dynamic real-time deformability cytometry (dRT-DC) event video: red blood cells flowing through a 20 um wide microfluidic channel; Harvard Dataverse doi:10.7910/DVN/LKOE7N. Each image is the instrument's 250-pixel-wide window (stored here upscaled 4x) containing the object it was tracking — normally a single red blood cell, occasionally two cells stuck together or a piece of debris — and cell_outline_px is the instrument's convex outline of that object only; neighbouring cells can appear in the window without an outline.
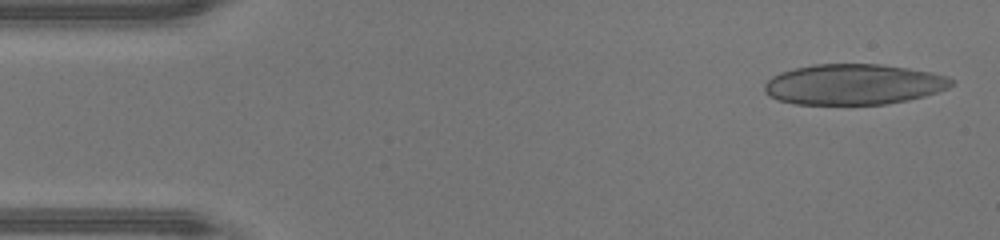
{"species": "human", "species_latin": "Homo sapiens", "temperature_condition": "warm", "stored_images_in_passage": 46, "camera_frame_rate_fps": 3000, "um_per_image_px": 0.085, "donor": {"sex": "male"}, "frame": {"image": 1, "passage_image": 1, "time_ms": 0.0, "image_size_px": [1000, 240], "cell_outline_px": [[956, 80], [948, 88], [924, 96], [908, 100], [884, 104], [796, 104], [776, 100], [768, 96], [764, 92], [764, 84], [772, 76], [780, 72], [812, 64], [876, 64], [908, 68], [932, 72], [948, 76]], "centroid_in_image_um": [72.54, 7.17], "position_along_channel_um": 12.5, "area_um2": 44.39}}
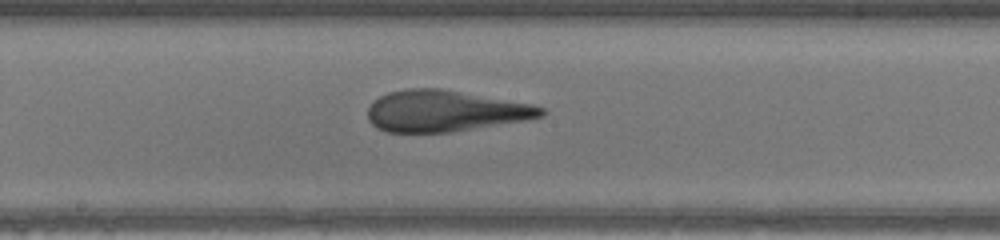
{"frame": {"image": 2, "passage_image": 23, "time_ms": 7.333, "image_size_px": [1000, 240], "cell_outline_px": [[548, 112], [544, 116], [524, 120], [452, 132], [388, 132], [376, 128], [368, 120], [368, 108], [372, 100], [388, 92], [408, 88], [440, 88], [532, 104], [544, 108]], "centroid_in_image_um": [37.8, 9.43], "position_along_channel_um": 210.4, "area_um2": 41.73}}
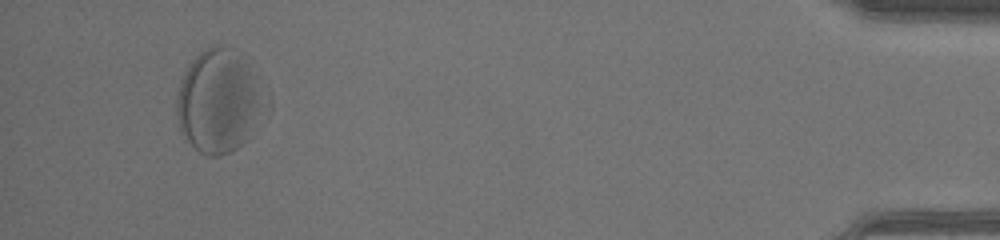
{"frame": {"image": 3, "passage_image": 43, "time_ms": 14.0, "image_size_px": [1000, 240], "cell_outline_px": [[272, 108], [252, 136], [236, 148], [220, 156], [208, 156], [200, 152], [180, 132], [176, 116], [176, 96], [184, 72], [192, 60], [204, 48], [212, 44], [220, 44], [236, 48], [272, 96]], "centroid_in_image_um": [18.74, 8.58], "position_along_channel_um": 416.5, "area_um2": 55.55}, "authors_computed_cell_mechanics": {"area_um2": 43.7835, "velocity_mm_per_s": 4.2886, "shape_relaxation_time_tau1_ms": 4.3301, "shape_relaxation_time_tau2_ms": 1.2983, "deformation_change_tau1": 0.1713, "deformation_change_tau2": 0.1002}}